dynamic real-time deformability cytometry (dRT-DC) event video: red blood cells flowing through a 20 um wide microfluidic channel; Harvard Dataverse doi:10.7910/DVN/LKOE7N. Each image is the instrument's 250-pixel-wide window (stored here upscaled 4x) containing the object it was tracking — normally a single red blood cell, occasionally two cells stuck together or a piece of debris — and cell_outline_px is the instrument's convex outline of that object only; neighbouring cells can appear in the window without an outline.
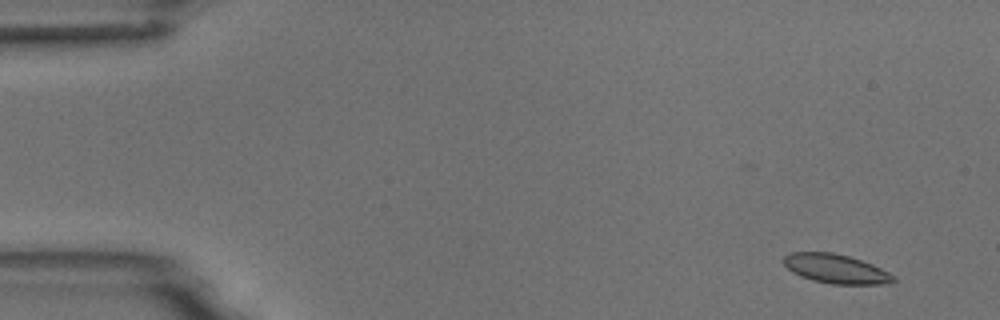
{"species": "common noctule bat (a hibernating species)", "species_latin": "Nyctalus noctula", "temperature_condition": "room temperature", "stored_images_in_passage": 5, "camera_frame_rate_fps": 3000, "um_per_image_px": 0.085, "animal": {"sex": "male", "body_mass_g": 18.8}, "frame": {"image": 1, "passage_image": 1, "time_ms": 0.0, "image_size_px": [1000, 320], "cell_outline_px": [[896, 280], [892, 284], [832, 284], [812, 280], [800, 276], [792, 272], [784, 264], [784, 256], [792, 252], [832, 252], [848, 256], [872, 264], [888, 272]], "centroid_in_image_um": [71.04, 22.85], "position_along_channel_um": 14.0, "area_um2": 18.55}}
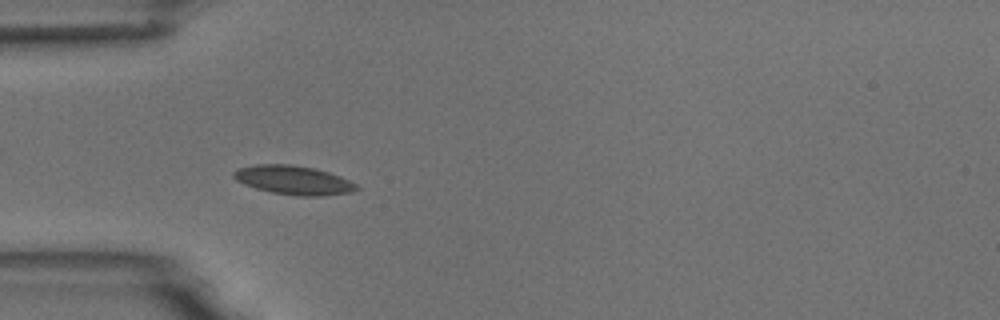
{"frame": {"image": 2, "passage_image": 4, "time_ms": 4.333, "image_size_px": [1000, 320], "cell_outline_px": [[360, 188], [352, 192], [324, 196], [296, 196], [272, 192], [256, 188], [244, 184], [236, 180], [232, 176], [232, 172], [236, 168], [252, 164], [292, 164], [316, 168], [340, 176], [356, 184]], "centroid_in_image_um": [24.92, 15.3], "position_along_channel_um": 60.1, "area_um2": 20.98}}